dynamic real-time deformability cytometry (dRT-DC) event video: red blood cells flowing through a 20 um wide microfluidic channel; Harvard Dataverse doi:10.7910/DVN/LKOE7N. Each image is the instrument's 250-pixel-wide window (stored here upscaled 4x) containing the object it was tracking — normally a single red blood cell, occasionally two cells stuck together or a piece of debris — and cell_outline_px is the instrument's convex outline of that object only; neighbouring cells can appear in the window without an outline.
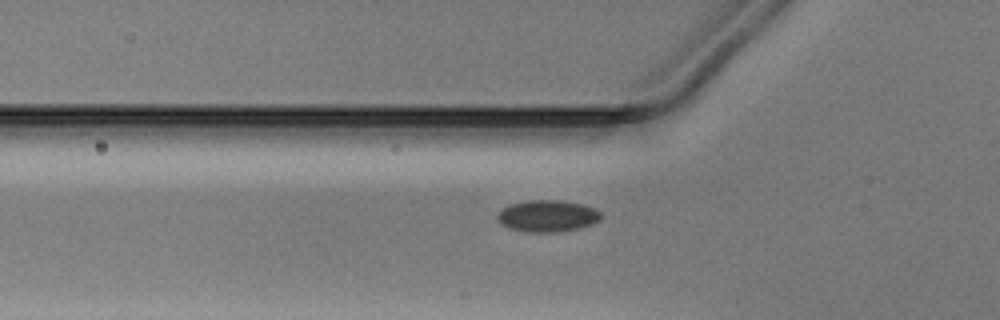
{"species": "Egyptian fruit bat (a non-hibernating species)", "species_latin": "Rousettus aegyptiacus", "temperature_condition": "warm", "stored_images_in_passage": 37, "camera_frame_rate_fps": 3000, "um_per_image_px": 0.085, "animal": {"sex": "male"}, "frame": {"image": 1, "passage_image": 4, "time_ms": 1.0, "image_size_px": [1000, 320], "cell_outline_px": [[600, 220], [592, 224], [580, 228], [552, 232], [532, 232], [508, 228], [500, 224], [496, 216], [504, 208], [512, 204], [528, 200], [560, 200], [580, 204], [596, 208], [600, 212]], "centroid_in_image_um": [46.54, 18.36], "position_along_channel_um": 79.3, "area_um2": 18.96}}
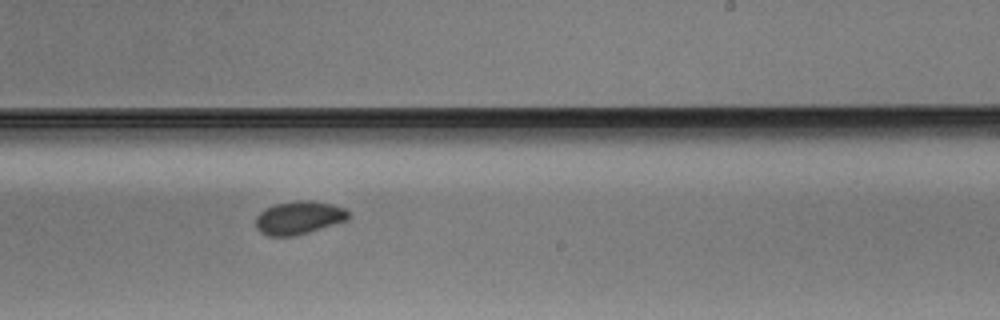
{"frame": {"image": 2, "passage_image": 18, "time_ms": 5.667, "image_size_px": [1000, 320], "cell_outline_px": [[348, 220], [308, 232], [292, 236], [268, 236], [260, 232], [256, 228], [256, 216], [264, 208], [276, 204], [296, 200], [312, 200], [332, 204], [344, 208], [348, 212]], "centroid_in_image_um": [25.38, 18.5], "position_along_channel_um": 263.6, "area_um2": 17.92}}
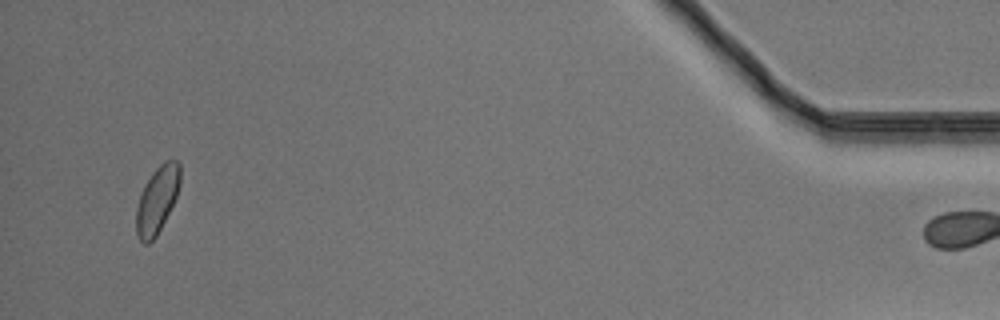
{"frame": {"image": 3, "passage_image": 36, "time_ms": 11.667, "image_size_px": [1000, 320], "cell_outline_px": [[180, 184], [176, 196], [156, 236], [148, 244], [144, 244], [140, 240], [136, 232], [136, 208], [144, 184], [152, 172], [164, 160], [180, 160]], "centroid_in_image_um": [13.35, 16.95], "position_along_channel_um": 421.9, "area_um2": 16.94}}